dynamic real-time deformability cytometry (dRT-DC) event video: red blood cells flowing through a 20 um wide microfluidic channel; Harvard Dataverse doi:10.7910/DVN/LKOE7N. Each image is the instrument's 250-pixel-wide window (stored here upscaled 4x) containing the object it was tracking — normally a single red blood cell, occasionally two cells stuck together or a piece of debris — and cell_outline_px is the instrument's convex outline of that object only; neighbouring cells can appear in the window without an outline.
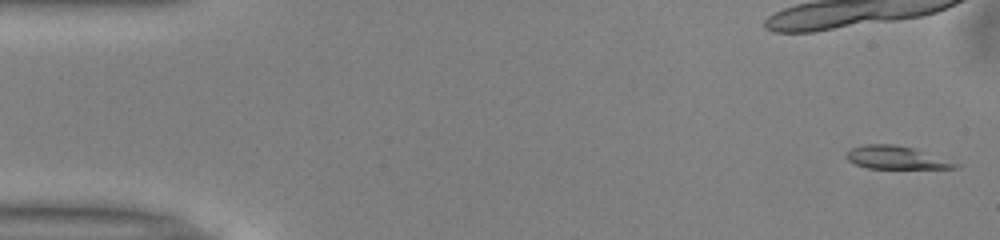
{"species": "common noctule bat (a hibernating species)", "species_latin": "Nyctalus noctula", "temperature_condition": "warm", "stored_images_in_passage": 51, "camera_frame_rate_fps": 3000, "um_per_image_px": 0.085, "animal": {"sex": "male", "body_mass_g": 13.0, "forearm_length_mm": 53.1}, "frame": {"image": 1, "passage_image": 1, "time_ms": 0.0, "image_size_px": [1000, 240], "cell_outline_px": [[960, 164], [956, 168], [868, 168], [856, 164], [848, 160], [844, 156], [852, 148], [864, 144], [896, 144], [916, 148]], "centroid_in_image_um": [76.16, 13.38], "position_along_channel_um": 8.8, "area_um2": 14.51}}
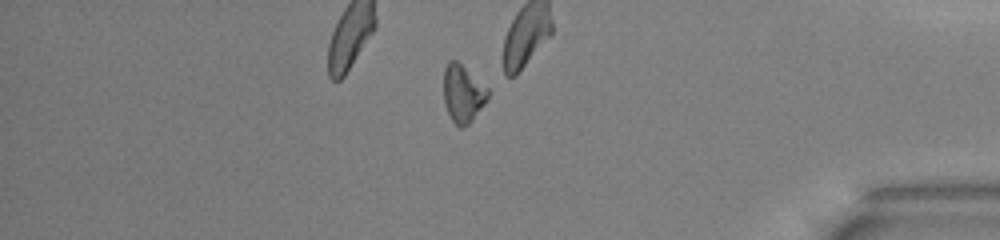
{"frame": {"image": 2, "passage_image": 43, "time_ms": 14.0, "image_size_px": [1000, 240], "cell_outline_px": [[488, 96], [484, 104], [472, 120], [468, 124], [460, 128], [452, 120], [444, 104], [444, 68], [448, 60], [456, 60], [488, 88]], "centroid_in_image_um": [39.32, 7.95], "position_along_channel_um": 395.9, "area_um2": 14.62}, "authors_computed_cell_mechanics": {"area_um2": 15.2014, "velocity_mm_per_s": 3.985, "shape_relaxation_time_tau1_ms": 4.5124, "shape_relaxation_time_tau2_ms": null, "deformation_change_tau1": 0.1341, "deformation_change_tau2": null}}